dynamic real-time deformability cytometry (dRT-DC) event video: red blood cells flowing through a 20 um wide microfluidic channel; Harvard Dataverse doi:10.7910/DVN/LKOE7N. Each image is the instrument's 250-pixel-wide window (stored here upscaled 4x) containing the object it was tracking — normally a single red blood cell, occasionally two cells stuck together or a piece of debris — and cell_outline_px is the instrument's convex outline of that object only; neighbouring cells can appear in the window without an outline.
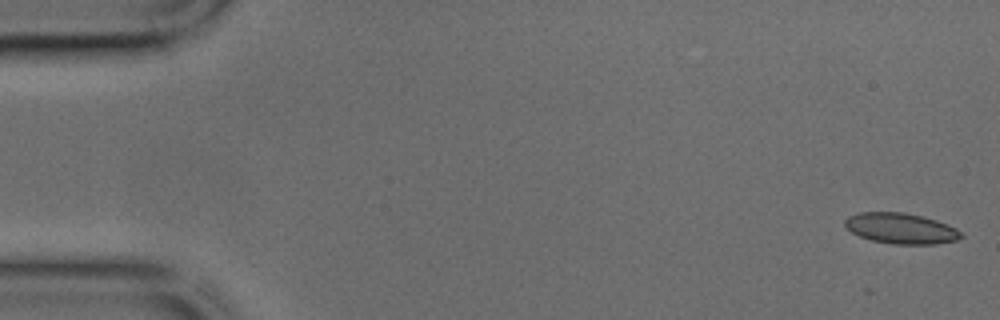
{"species": "common noctule bat (a hibernating species)", "species_latin": "Nyctalus noctula", "temperature_condition": "cold", "stored_images_in_passage": 44, "camera_frame_rate_fps": 3000, "um_per_image_px": 0.085, "animal": {"sex": "male", "body_mass_g": 17.9, "forearm_length_mm": 54.2}, "frame": {"image": 1, "passage_image": 1, "time_ms": 0.0, "image_size_px": [1000, 320], "cell_outline_px": [[964, 236], [956, 240], [936, 244], [892, 244], [872, 240], [860, 236], [852, 232], [844, 224], [844, 220], [848, 216], [860, 212], [904, 212], [924, 216], [948, 224], [956, 228]], "centroid_in_image_um": [76.59, 19.4], "position_along_channel_um": 8.4, "area_um2": 20.81}}
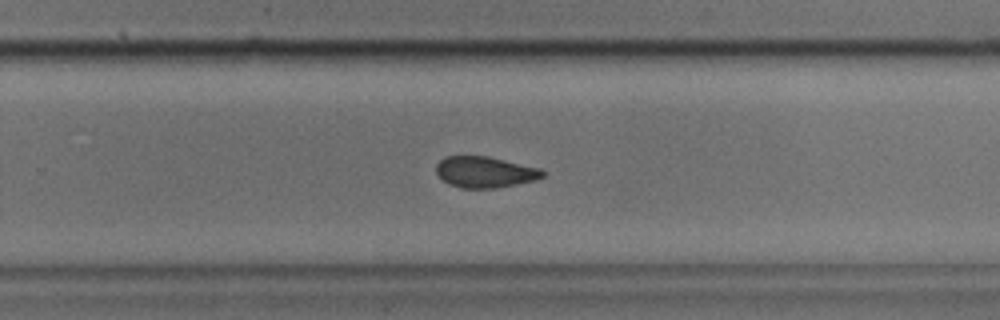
{"frame": {"image": 2, "passage_image": 28, "time_ms": 9.0, "image_size_px": [1000, 320], "cell_outline_px": [[544, 176], [536, 180], [496, 188], [460, 188], [448, 184], [436, 172], [436, 164], [444, 156], [488, 156], [540, 168], [544, 172]], "centroid_in_image_um": [41.21, 14.62], "position_along_channel_um": 288.6, "area_um2": 19.31}}
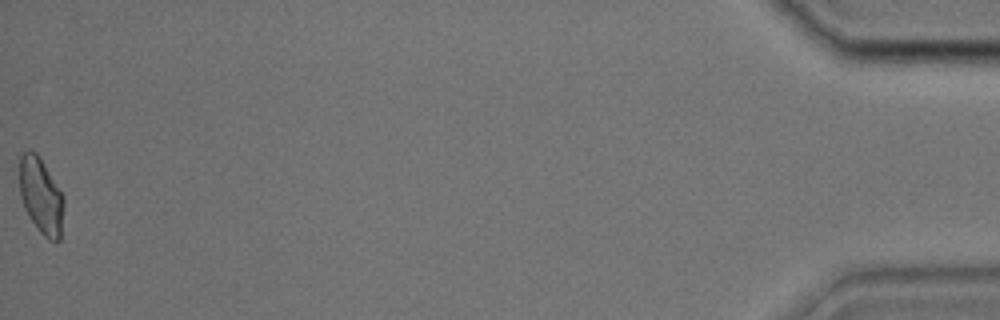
{"frame": {"image": 3, "passage_image": 44, "time_ms": 14.333, "image_size_px": [1000, 320], "cell_outline_px": [[64, 204], [60, 240], [48, 240], [40, 232], [28, 216], [24, 208], [20, 196], [20, 156], [28, 148], [36, 152], [40, 156], [64, 196]], "centroid_in_image_um": [3.49, 16.63], "position_along_channel_um": 431.7, "area_um2": 19.83}}